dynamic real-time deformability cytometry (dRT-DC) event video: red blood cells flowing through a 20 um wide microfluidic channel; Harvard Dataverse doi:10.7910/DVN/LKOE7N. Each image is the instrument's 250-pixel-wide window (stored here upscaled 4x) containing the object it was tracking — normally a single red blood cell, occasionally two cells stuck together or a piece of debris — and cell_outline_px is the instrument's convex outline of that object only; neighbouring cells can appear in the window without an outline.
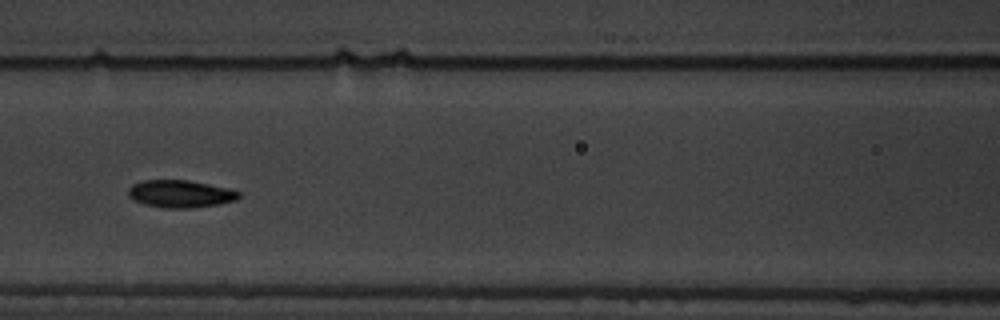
{"species": "common noctule bat (a hibernating species)", "species_latin": "Nyctalus noctula", "temperature_condition": "warm", "stored_images_in_passage": 9, "camera_frame_rate_fps": 3000, "um_per_image_px": 0.085, "animal": {"sex": "male", "body_mass_g": 19.5, "forearm_length_mm": 54.6}, "frame": {"image": 1, "passage_image": 7, "time_ms": 7.0, "image_size_px": [1000, 320], "cell_outline_px": [[240, 196], [236, 200], [220, 204], [192, 208], [164, 208], [144, 204], [132, 200], [128, 196], [128, 188], [132, 184], [144, 180], [188, 180], [228, 188], [240, 192]], "centroid_in_image_um": [15.31, 16.48], "position_along_channel_um": 151.3, "area_um2": 17.8}}
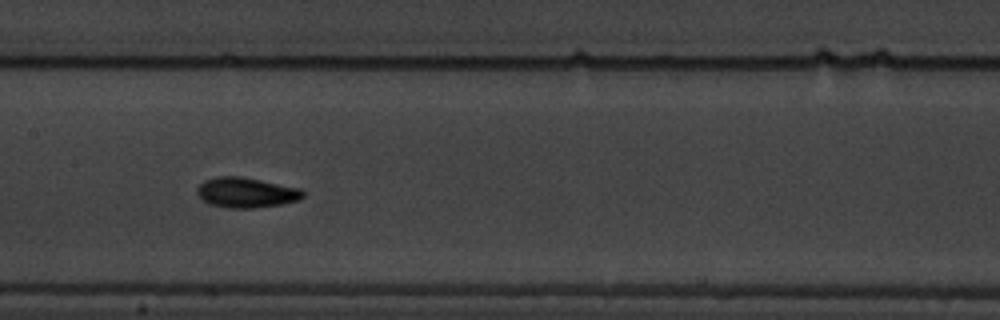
{"frame": {"image": 2, "passage_image": 8, "time_ms": 8.0, "image_size_px": [1000, 320], "cell_outline_px": [[304, 196], [300, 200], [280, 204], [252, 208], [224, 208], [208, 204], [196, 192], [196, 188], [204, 180], [216, 176], [240, 176], [300, 188], [304, 192]], "centroid_in_image_um": [20.9, 16.37], "position_along_channel_um": 186.5, "area_um2": 18.67}}
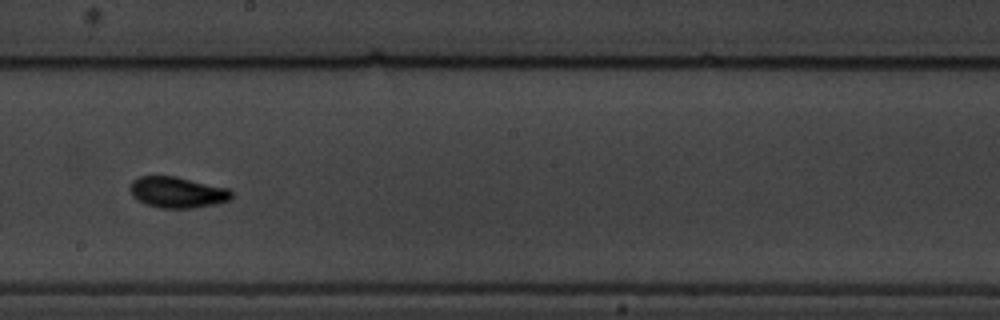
{"frame": {"image": 3, "passage_image": 9, "time_ms": 9.333, "image_size_px": [1000, 320], "cell_outline_px": [[232, 196], [228, 200], [216, 204], [192, 208], [160, 208], [144, 204], [132, 196], [128, 188], [132, 180], [140, 176], [176, 176], [228, 188], [232, 192]], "centroid_in_image_um": [15.03, 16.34], "position_along_channel_um": 233.2, "area_um2": 18.5}}